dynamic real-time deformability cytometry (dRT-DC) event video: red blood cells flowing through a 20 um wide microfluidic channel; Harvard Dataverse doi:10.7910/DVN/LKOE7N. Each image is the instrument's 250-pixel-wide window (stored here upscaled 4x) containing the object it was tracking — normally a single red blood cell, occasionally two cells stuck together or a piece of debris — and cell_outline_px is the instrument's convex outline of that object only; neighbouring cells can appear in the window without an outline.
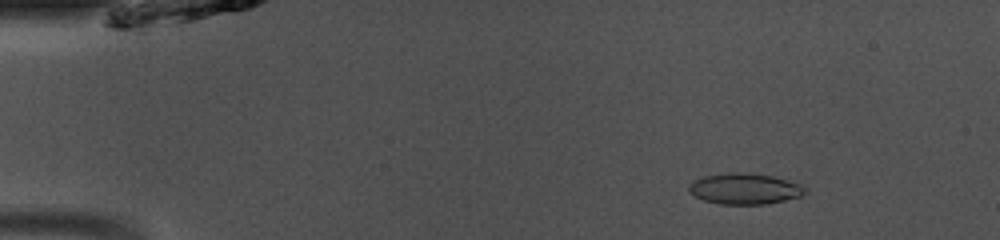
{"species": "common noctule bat (a hibernating species)", "species_latin": "Nyctalus noctula", "temperature_condition": "room temperature", "stored_images_in_passage": 49, "camera_frame_rate_fps": 3000, "um_per_image_px": 0.085, "animal": {"sex": "male", "body_mass_g": 13.0, "forearm_length_mm": 53.1}, "frame": {"image": 1, "passage_image": 7, "time_ms": 2.0, "image_size_px": [1000, 240], "cell_outline_px": [[808, 192], [800, 196], [784, 200], [764, 204], [720, 204], [704, 200], [696, 196], [688, 188], [688, 184], [704, 176], [732, 172], [744, 172], [772, 176], [800, 184], [808, 188]], "centroid_in_image_um": [63.33, 16.04], "position_along_channel_um": 21.7, "area_um2": 20.75}}
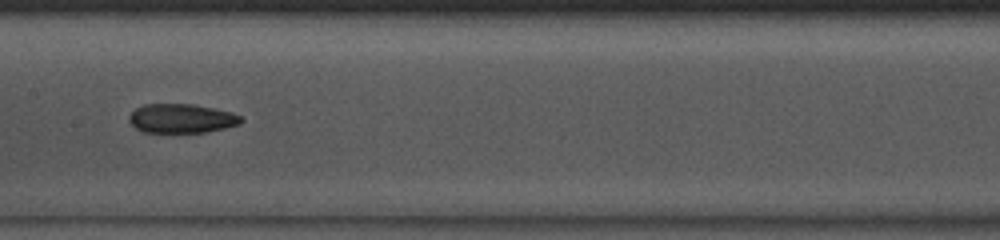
{"frame": {"image": 2, "passage_image": 25, "time_ms": 8.0, "image_size_px": [1000, 240], "cell_outline_px": [[244, 120], [240, 124], [224, 128], [204, 132], [144, 132], [136, 128], [128, 120], [128, 116], [136, 108], [144, 104], [192, 104], [232, 112], [240, 116]], "centroid_in_image_um": [15.42, 10.06], "position_along_channel_um": 192.0, "area_um2": 18.9}}
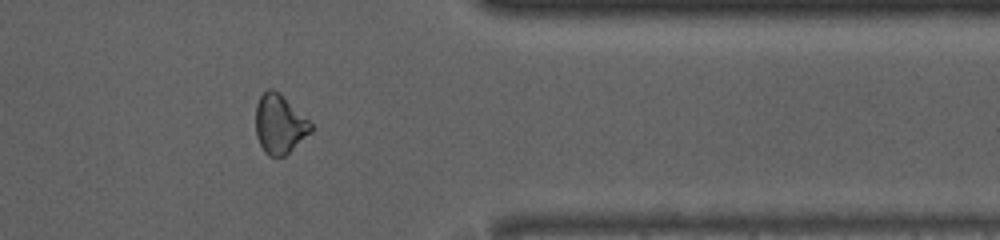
{"frame": {"image": 3, "passage_image": 40, "time_ms": 13.0, "image_size_px": [1000, 240], "cell_outline_px": [[312, 132], [284, 156], [268, 156], [264, 152], [256, 136], [256, 104], [260, 96], [268, 88], [272, 88], [308, 120], [312, 124]], "centroid_in_image_um": [23.74, 10.58], "position_along_channel_um": 387.7, "area_um2": 18.61}, "authors_computed_cell_mechanics": {"area_um2": 19.652, "velocity_mm_per_s": 4.1262, "shape_relaxation_time_tau1_ms": null, "shape_relaxation_time_tau2_ms": 3.7073, "deformation_change_tau1": null, "deformation_change_tau2": 0.0955}}